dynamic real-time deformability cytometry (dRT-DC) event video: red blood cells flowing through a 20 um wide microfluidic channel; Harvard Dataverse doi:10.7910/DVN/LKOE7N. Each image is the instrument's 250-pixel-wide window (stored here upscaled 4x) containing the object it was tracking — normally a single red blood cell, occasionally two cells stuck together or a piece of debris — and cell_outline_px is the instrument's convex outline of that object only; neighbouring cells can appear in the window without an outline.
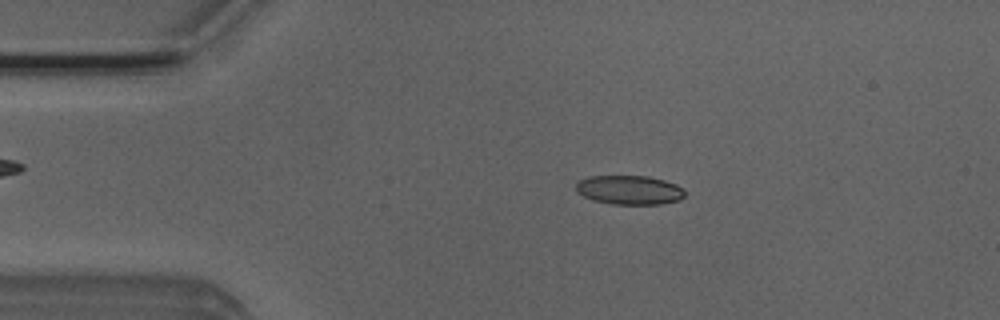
{"species": "Egyptian fruit bat (a non-hibernating species)", "species_latin": "Rousettus aegyptiacus", "temperature_condition": "room temperature", "stored_images_in_passage": 51, "camera_frame_rate_fps": 3000, "um_per_image_px": 0.085, "animal": {"sex": "male"}, "frame": {"image": 1, "passage_image": 9, "time_ms": 2.667, "image_size_px": [1000, 320], "cell_outline_px": [[684, 196], [680, 200], [660, 204], [612, 204], [592, 200], [576, 192], [576, 184], [580, 180], [588, 176], [648, 176], [664, 180], [676, 184], [684, 188]], "centroid_in_image_um": [53.5, 16.15], "position_along_channel_um": 31.5, "area_um2": 18.55}}
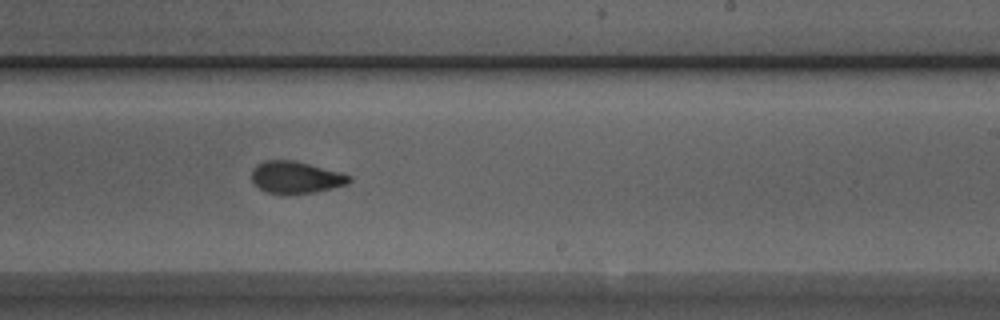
{"frame": {"image": 2, "passage_image": 30, "time_ms": 9.667, "image_size_px": [1000, 320], "cell_outline_px": [[352, 180], [348, 184], [316, 192], [284, 196], [280, 196], [264, 192], [252, 184], [252, 168], [256, 164], [264, 160], [296, 160], [344, 172], [352, 176]], "centroid_in_image_um": [25.14, 15.09], "position_along_channel_um": 263.9, "area_um2": 19.19}}
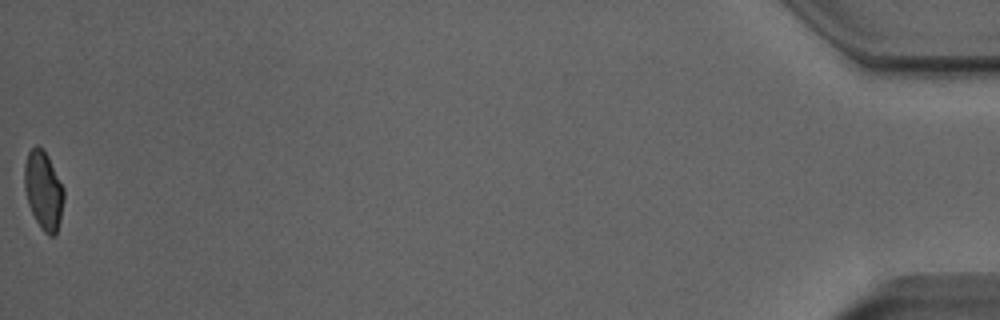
{"frame": {"image": 3, "passage_image": 51, "time_ms": 16.667, "image_size_px": [1000, 320], "cell_outline_px": [[64, 200], [60, 220], [56, 236], [48, 236], [40, 228], [28, 204], [24, 188], [24, 164], [28, 152], [36, 144], [48, 156], [64, 188]], "centroid_in_image_um": [3.69, 16.21], "position_along_channel_um": 431.5, "area_um2": 18.09}, "authors_computed_cell_mechanics": {"area_um2": 18.6116, "velocity_mm_per_s": 3.9327, "shape_relaxation_time_tau1_ms": 5.7763, "shape_relaxation_time_tau2_ms": 1.3336, "deformation_change_tau1": 0.1674, "deformation_change_tau2": 0.062}}